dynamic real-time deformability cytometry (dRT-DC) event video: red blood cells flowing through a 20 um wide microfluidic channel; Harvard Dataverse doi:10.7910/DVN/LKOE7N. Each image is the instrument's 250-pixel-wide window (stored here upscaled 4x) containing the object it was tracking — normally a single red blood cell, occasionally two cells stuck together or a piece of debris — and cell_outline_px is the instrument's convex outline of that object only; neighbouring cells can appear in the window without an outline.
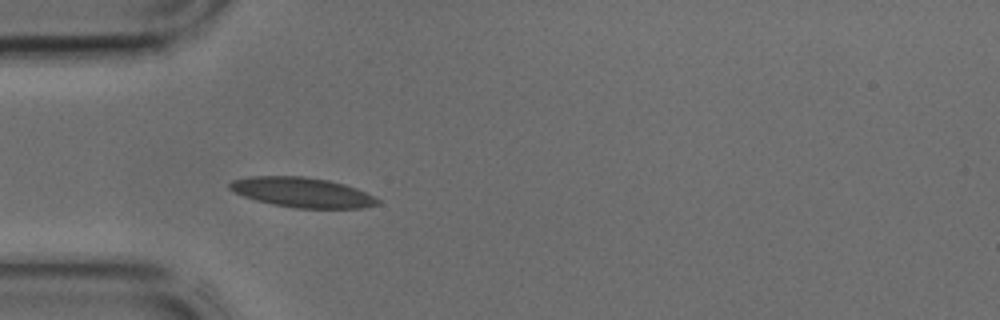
{"species": "common noctule bat (a hibernating species)", "species_latin": "Nyctalus noctula", "temperature_condition": "cold", "stored_images_in_passage": 13, "camera_frame_rate_fps": 3000, "um_per_image_px": 0.085, "animal": {"sex": "male", "body_mass_g": 17.9, "forearm_length_mm": 54.2}, "frame": {"image": 1, "passage_image": 1, "time_ms": 0.0, "image_size_px": [1000, 320], "cell_outline_px": [[380, 204], [364, 208], [296, 208], [272, 204], [256, 200], [244, 196], [228, 188], [228, 184], [232, 180], [248, 176], [304, 176], [328, 180], [344, 184], [356, 188], [380, 200]], "centroid_in_image_um": [25.68, 16.35], "position_along_channel_um": 59.3, "area_um2": 25.72}}